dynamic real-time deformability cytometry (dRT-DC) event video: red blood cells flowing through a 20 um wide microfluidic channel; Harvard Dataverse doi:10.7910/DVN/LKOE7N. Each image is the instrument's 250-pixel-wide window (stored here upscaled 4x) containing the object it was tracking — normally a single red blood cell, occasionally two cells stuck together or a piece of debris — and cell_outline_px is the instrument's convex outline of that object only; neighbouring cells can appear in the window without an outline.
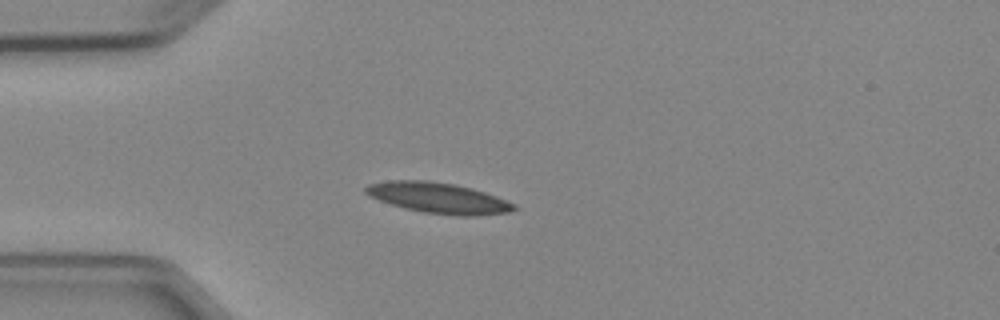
{"species": "Egyptian fruit bat (a non-hibernating species)", "species_latin": "Rousettus aegyptiacus", "temperature_condition": "cold", "stored_images_in_passage": 5, "camera_frame_rate_fps": 3000, "um_per_image_px": 0.085, "animal": {"sex": "female"}, "frame": {"image": 1, "passage_image": 4, "time_ms": 3.333, "image_size_px": [1000, 320], "cell_outline_px": [[520, 208], [508, 212], [472, 216], [460, 216], [424, 212], [392, 204], [368, 196], [364, 192], [364, 188], [368, 184], [388, 180], [428, 180], [452, 184], [472, 188], [496, 196], [516, 204]], "centroid_in_image_um": [37.27, 16.81], "position_along_channel_um": 47.7, "area_um2": 26.36}}